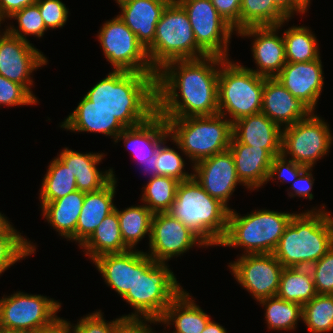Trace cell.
Returning a JSON list of instances; mask_svg holds the SVG:
<instances>
[{"label": "cell", "instance_id": "cell-53", "mask_svg": "<svg viewBox=\"0 0 333 333\" xmlns=\"http://www.w3.org/2000/svg\"><path fill=\"white\" fill-rule=\"evenodd\" d=\"M35 333H75V331L70 321L58 317L51 325Z\"/></svg>", "mask_w": 333, "mask_h": 333}, {"label": "cell", "instance_id": "cell-41", "mask_svg": "<svg viewBox=\"0 0 333 333\" xmlns=\"http://www.w3.org/2000/svg\"><path fill=\"white\" fill-rule=\"evenodd\" d=\"M9 18L17 20L19 27L16 29L14 26L10 25L6 26V30L21 40L29 42L26 38L27 35H35L39 38L43 37L45 31H47L44 20L40 14L39 7L36 3L15 12Z\"/></svg>", "mask_w": 333, "mask_h": 333}, {"label": "cell", "instance_id": "cell-50", "mask_svg": "<svg viewBox=\"0 0 333 333\" xmlns=\"http://www.w3.org/2000/svg\"><path fill=\"white\" fill-rule=\"evenodd\" d=\"M35 3L36 0H0V18L5 21L6 18L9 19L15 12Z\"/></svg>", "mask_w": 333, "mask_h": 333}, {"label": "cell", "instance_id": "cell-7", "mask_svg": "<svg viewBox=\"0 0 333 333\" xmlns=\"http://www.w3.org/2000/svg\"><path fill=\"white\" fill-rule=\"evenodd\" d=\"M229 210L227 231L219 246L241 247L244 254L273 253L295 213L266 209L245 216Z\"/></svg>", "mask_w": 333, "mask_h": 333}, {"label": "cell", "instance_id": "cell-2", "mask_svg": "<svg viewBox=\"0 0 333 333\" xmlns=\"http://www.w3.org/2000/svg\"><path fill=\"white\" fill-rule=\"evenodd\" d=\"M157 73L112 71L85 96L109 111L125 127L147 121L157 112Z\"/></svg>", "mask_w": 333, "mask_h": 333}, {"label": "cell", "instance_id": "cell-32", "mask_svg": "<svg viewBox=\"0 0 333 333\" xmlns=\"http://www.w3.org/2000/svg\"><path fill=\"white\" fill-rule=\"evenodd\" d=\"M317 295L308 267L284 268L280 276L277 296L302 306Z\"/></svg>", "mask_w": 333, "mask_h": 333}, {"label": "cell", "instance_id": "cell-1", "mask_svg": "<svg viewBox=\"0 0 333 333\" xmlns=\"http://www.w3.org/2000/svg\"><path fill=\"white\" fill-rule=\"evenodd\" d=\"M224 60L205 56L166 63L157 71V112L163 118L217 114L219 66Z\"/></svg>", "mask_w": 333, "mask_h": 333}, {"label": "cell", "instance_id": "cell-54", "mask_svg": "<svg viewBox=\"0 0 333 333\" xmlns=\"http://www.w3.org/2000/svg\"><path fill=\"white\" fill-rule=\"evenodd\" d=\"M157 161V151L154 155H152L149 159H146L145 163L140 164L144 167L145 172L150 173V178L158 176V168H156Z\"/></svg>", "mask_w": 333, "mask_h": 333}, {"label": "cell", "instance_id": "cell-21", "mask_svg": "<svg viewBox=\"0 0 333 333\" xmlns=\"http://www.w3.org/2000/svg\"><path fill=\"white\" fill-rule=\"evenodd\" d=\"M121 8L118 16L147 49L154 41L156 25L172 0H115Z\"/></svg>", "mask_w": 333, "mask_h": 333}, {"label": "cell", "instance_id": "cell-29", "mask_svg": "<svg viewBox=\"0 0 333 333\" xmlns=\"http://www.w3.org/2000/svg\"><path fill=\"white\" fill-rule=\"evenodd\" d=\"M85 192L76 190L65 197L45 203L42 216L60 236L76 241V225L82 211Z\"/></svg>", "mask_w": 333, "mask_h": 333}, {"label": "cell", "instance_id": "cell-35", "mask_svg": "<svg viewBox=\"0 0 333 333\" xmlns=\"http://www.w3.org/2000/svg\"><path fill=\"white\" fill-rule=\"evenodd\" d=\"M115 210L119 218L122 239L130 249H135L134 246L147 234L150 240L153 213L144 204L131 206L122 211L115 206Z\"/></svg>", "mask_w": 333, "mask_h": 333}, {"label": "cell", "instance_id": "cell-51", "mask_svg": "<svg viewBox=\"0 0 333 333\" xmlns=\"http://www.w3.org/2000/svg\"><path fill=\"white\" fill-rule=\"evenodd\" d=\"M155 324L157 320L127 319L118 329L117 333H153L147 322Z\"/></svg>", "mask_w": 333, "mask_h": 333}, {"label": "cell", "instance_id": "cell-20", "mask_svg": "<svg viewBox=\"0 0 333 333\" xmlns=\"http://www.w3.org/2000/svg\"><path fill=\"white\" fill-rule=\"evenodd\" d=\"M261 112L284 127L308 118L313 111L294 97L275 77L266 78L262 93ZM285 125V126H284Z\"/></svg>", "mask_w": 333, "mask_h": 333}, {"label": "cell", "instance_id": "cell-36", "mask_svg": "<svg viewBox=\"0 0 333 333\" xmlns=\"http://www.w3.org/2000/svg\"><path fill=\"white\" fill-rule=\"evenodd\" d=\"M289 18L275 5L274 0H242L240 31L249 27L277 26Z\"/></svg>", "mask_w": 333, "mask_h": 333}, {"label": "cell", "instance_id": "cell-6", "mask_svg": "<svg viewBox=\"0 0 333 333\" xmlns=\"http://www.w3.org/2000/svg\"><path fill=\"white\" fill-rule=\"evenodd\" d=\"M169 137L177 148L198 161L227 150L232 138V123L219 113L209 116L164 118Z\"/></svg>", "mask_w": 333, "mask_h": 333}, {"label": "cell", "instance_id": "cell-5", "mask_svg": "<svg viewBox=\"0 0 333 333\" xmlns=\"http://www.w3.org/2000/svg\"><path fill=\"white\" fill-rule=\"evenodd\" d=\"M168 213L195 232L207 246H219L226 234L229 209L208 195L193 177L179 182Z\"/></svg>", "mask_w": 333, "mask_h": 333}, {"label": "cell", "instance_id": "cell-16", "mask_svg": "<svg viewBox=\"0 0 333 333\" xmlns=\"http://www.w3.org/2000/svg\"><path fill=\"white\" fill-rule=\"evenodd\" d=\"M3 33V34H2ZM0 32V75L23 85L34 97L32 72L47 65V57L32 43L21 40L6 29Z\"/></svg>", "mask_w": 333, "mask_h": 333}, {"label": "cell", "instance_id": "cell-42", "mask_svg": "<svg viewBox=\"0 0 333 333\" xmlns=\"http://www.w3.org/2000/svg\"><path fill=\"white\" fill-rule=\"evenodd\" d=\"M165 141L167 140H164L157 148L156 168H158V175L171 177L179 182L191 179L193 174L184 170L186 163L180 153L165 146Z\"/></svg>", "mask_w": 333, "mask_h": 333}, {"label": "cell", "instance_id": "cell-8", "mask_svg": "<svg viewBox=\"0 0 333 333\" xmlns=\"http://www.w3.org/2000/svg\"><path fill=\"white\" fill-rule=\"evenodd\" d=\"M152 67L158 71L173 60L208 56L198 45L184 8L172 0L156 25L153 43L146 49Z\"/></svg>", "mask_w": 333, "mask_h": 333}, {"label": "cell", "instance_id": "cell-37", "mask_svg": "<svg viewBox=\"0 0 333 333\" xmlns=\"http://www.w3.org/2000/svg\"><path fill=\"white\" fill-rule=\"evenodd\" d=\"M265 307V320L268 329L295 330L298 320H302V305L271 296L258 301Z\"/></svg>", "mask_w": 333, "mask_h": 333}, {"label": "cell", "instance_id": "cell-33", "mask_svg": "<svg viewBox=\"0 0 333 333\" xmlns=\"http://www.w3.org/2000/svg\"><path fill=\"white\" fill-rule=\"evenodd\" d=\"M286 62H311L320 57L315 34L306 26H292L282 35Z\"/></svg>", "mask_w": 333, "mask_h": 333}, {"label": "cell", "instance_id": "cell-18", "mask_svg": "<svg viewBox=\"0 0 333 333\" xmlns=\"http://www.w3.org/2000/svg\"><path fill=\"white\" fill-rule=\"evenodd\" d=\"M289 20L277 26L249 27L237 34L243 37H254L252 55L258 66L254 73L274 78L287 63L285 58V44L283 37L278 36L279 29Z\"/></svg>", "mask_w": 333, "mask_h": 333}, {"label": "cell", "instance_id": "cell-43", "mask_svg": "<svg viewBox=\"0 0 333 333\" xmlns=\"http://www.w3.org/2000/svg\"><path fill=\"white\" fill-rule=\"evenodd\" d=\"M308 268L317 294L333 295V247Z\"/></svg>", "mask_w": 333, "mask_h": 333}, {"label": "cell", "instance_id": "cell-31", "mask_svg": "<svg viewBox=\"0 0 333 333\" xmlns=\"http://www.w3.org/2000/svg\"><path fill=\"white\" fill-rule=\"evenodd\" d=\"M92 261L109 253H122L130 248L124 243L117 211L107 215L92 235L80 246Z\"/></svg>", "mask_w": 333, "mask_h": 333}, {"label": "cell", "instance_id": "cell-44", "mask_svg": "<svg viewBox=\"0 0 333 333\" xmlns=\"http://www.w3.org/2000/svg\"><path fill=\"white\" fill-rule=\"evenodd\" d=\"M38 100L23 85L0 75V106L14 107L37 104Z\"/></svg>", "mask_w": 333, "mask_h": 333}, {"label": "cell", "instance_id": "cell-13", "mask_svg": "<svg viewBox=\"0 0 333 333\" xmlns=\"http://www.w3.org/2000/svg\"><path fill=\"white\" fill-rule=\"evenodd\" d=\"M176 1L188 15L197 45L208 56L228 59V45L234 29L217 12L211 0Z\"/></svg>", "mask_w": 333, "mask_h": 333}, {"label": "cell", "instance_id": "cell-47", "mask_svg": "<svg viewBox=\"0 0 333 333\" xmlns=\"http://www.w3.org/2000/svg\"><path fill=\"white\" fill-rule=\"evenodd\" d=\"M305 168V166L297 164L291 159H287V157L281 153L273 158L267 182L271 179L274 180L276 175L281 183L294 182Z\"/></svg>", "mask_w": 333, "mask_h": 333}, {"label": "cell", "instance_id": "cell-34", "mask_svg": "<svg viewBox=\"0 0 333 333\" xmlns=\"http://www.w3.org/2000/svg\"><path fill=\"white\" fill-rule=\"evenodd\" d=\"M50 162L40 188L41 207L77 190L76 177L62 161L55 157Z\"/></svg>", "mask_w": 333, "mask_h": 333}, {"label": "cell", "instance_id": "cell-40", "mask_svg": "<svg viewBox=\"0 0 333 333\" xmlns=\"http://www.w3.org/2000/svg\"><path fill=\"white\" fill-rule=\"evenodd\" d=\"M36 247L11 226L0 235V275L17 261L33 254Z\"/></svg>", "mask_w": 333, "mask_h": 333}, {"label": "cell", "instance_id": "cell-4", "mask_svg": "<svg viewBox=\"0 0 333 333\" xmlns=\"http://www.w3.org/2000/svg\"><path fill=\"white\" fill-rule=\"evenodd\" d=\"M168 267L135 249L134 286L122 297L135 310L131 315H124L125 319L158 321L163 316L172 300L183 290Z\"/></svg>", "mask_w": 333, "mask_h": 333}, {"label": "cell", "instance_id": "cell-15", "mask_svg": "<svg viewBox=\"0 0 333 333\" xmlns=\"http://www.w3.org/2000/svg\"><path fill=\"white\" fill-rule=\"evenodd\" d=\"M229 264L235 280L250 292L255 300L277 295L284 267L273 253H242V256Z\"/></svg>", "mask_w": 333, "mask_h": 333}, {"label": "cell", "instance_id": "cell-3", "mask_svg": "<svg viewBox=\"0 0 333 333\" xmlns=\"http://www.w3.org/2000/svg\"><path fill=\"white\" fill-rule=\"evenodd\" d=\"M333 247L331 213L312 208L294 214L273 252L284 268L309 267Z\"/></svg>", "mask_w": 333, "mask_h": 333}, {"label": "cell", "instance_id": "cell-49", "mask_svg": "<svg viewBox=\"0 0 333 333\" xmlns=\"http://www.w3.org/2000/svg\"><path fill=\"white\" fill-rule=\"evenodd\" d=\"M312 168H305L297 177V179L292 183L291 188L294 192H288L290 197L308 198L309 200L313 199V194L311 192L312 186L314 184V178L311 174Z\"/></svg>", "mask_w": 333, "mask_h": 333}, {"label": "cell", "instance_id": "cell-58", "mask_svg": "<svg viewBox=\"0 0 333 333\" xmlns=\"http://www.w3.org/2000/svg\"><path fill=\"white\" fill-rule=\"evenodd\" d=\"M307 7L309 6V4L311 3L310 0H301Z\"/></svg>", "mask_w": 333, "mask_h": 333}, {"label": "cell", "instance_id": "cell-22", "mask_svg": "<svg viewBox=\"0 0 333 333\" xmlns=\"http://www.w3.org/2000/svg\"><path fill=\"white\" fill-rule=\"evenodd\" d=\"M282 130L262 112L232 123V136L239 143L264 148L273 156L282 153Z\"/></svg>", "mask_w": 333, "mask_h": 333}, {"label": "cell", "instance_id": "cell-25", "mask_svg": "<svg viewBox=\"0 0 333 333\" xmlns=\"http://www.w3.org/2000/svg\"><path fill=\"white\" fill-rule=\"evenodd\" d=\"M57 157L76 177L79 191L85 193L97 191L115 177L113 169L102 172L96 167L103 159V153L83 154L64 148Z\"/></svg>", "mask_w": 333, "mask_h": 333}, {"label": "cell", "instance_id": "cell-24", "mask_svg": "<svg viewBox=\"0 0 333 333\" xmlns=\"http://www.w3.org/2000/svg\"><path fill=\"white\" fill-rule=\"evenodd\" d=\"M169 137L166 120L156 112L147 121L125 128L115 139H123L125 147L131 150L133 157L145 163L157 151L158 146Z\"/></svg>", "mask_w": 333, "mask_h": 333}, {"label": "cell", "instance_id": "cell-28", "mask_svg": "<svg viewBox=\"0 0 333 333\" xmlns=\"http://www.w3.org/2000/svg\"><path fill=\"white\" fill-rule=\"evenodd\" d=\"M184 289L172 300L158 323L174 325L173 333H201L210 320ZM172 322V323H171Z\"/></svg>", "mask_w": 333, "mask_h": 333}, {"label": "cell", "instance_id": "cell-12", "mask_svg": "<svg viewBox=\"0 0 333 333\" xmlns=\"http://www.w3.org/2000/svg\"><path fill=\"white\" fill-rule=\"evenodd\" d=\"M333 136L329 125L314 112L282 130V154L306 168L329 153Z\"/></svg>", "mask_w": 333, "mask_h": 333}, {"label": "cell", "instance_id": "cell-14", "mask_svg": "<svg viewBox=\"0 0 333 333\" xmlns=\"http://www.w3.org/2000/svg\"><path fill=\"white\" fill-rule=\"evenodd\" d=\"M195 245L208 247L195 232L170 213L153 214L149 240L150 253H145L154 261L166 263L173 257L183 255Z\"/></svg>", "mask_w": 333, "mask_h": 333}, {"label": "cell", "instance_id": "cell-23", "mask_svg": "<svg viewBox=\"0 0 333 333\" xmlns=\"http://www.w3.org/2000/svg\"><path fill=\"white\" fill-rule=\"evenodd\" d=\"M234 158L236 173L249 190H256L267 183L274 156L264 148L239 143L233 136L228 148Z\"/></svg>", "mask_w": 333, "mask_h": 333}, {"label": "cell", "instance_id": "cell-30", "mask_svg": "<svg viewBox=\"0 0 333 333\" xmlns=\"http://www.w3.org/2000/svg\"><path fill=\"white\" fill-rule=\"evenodd\" d=\"M105 283L123 297L135 282V250L109 253L93 260Z\"/></svg>", "mask_w": 333, "mask_h": 333}, {"label": "cell", "instance_id": "cell-56", "mask_svg": "<svg viewBox=\"0 0 333 333\" xmlns=\"http://www.w3.org/2000/svg\"><path fill=\"white\" fill-rule=\"evenodd\" d=\"M11 226L12 224H10L5 215L3 216L0 212V235L4 234Z\"/></svg>", "mask_w": 333, "mask_h": 333}, {"label": "cell", "instance_id": "cell-27", "mask_svg": "<svg viewBox=\"0 0 333 333\" xmlns=\"http://www.w3.org/2000/svg\"><path fill=\"white\" fill-rule=\"evenodd\" d=\"M60 126L72 132L102 133L113 137L114 141L125 129L114 115L94 106L85 95Z\"/></svg>", "mask_w": 333, "mask_h": 333}, {"label": "cell", "instance_id": "cell-52", "mask_svg": "<svg viewBox=\"0 0 333 333\" xmlns=\"http://www.w3.org/2000/svg\"><path fill=\"white\" fill-rule=\"evenodd\" d=\"M274 2L289 19L295 13L305 14L308 10V7L301 0H274Z\"/></svg>", "mask_w": 333, "mask_h": 333}, {"label": "cell", "instance_id": "cell-46", "mask_svg": "<svg viewBox=\"0 0 333 333\" xmlns=\"http://www.w3.org/2000/svg\"><path fill=\"white\" fill-rule=\"evenodd\" d=\"M46 29L62 28L68 18L69 9L60 0H36Z\"/></svg>", "mask_w": 333, "mask_h": 333}, {"label": "cell", "instance_id": "cell-45", "mask_svg": "<svg viewBox=\"0 0 333 333\" xmlns=\"http://www.w3.org/2000/svg\"><path fill=\"white\" fill-rule=\"evenodd\" d=\"M103 316L101 310L84 316L73 326L75 333H117L119 327L127 320L121 316L106 322Z\"/></svg>", "mask_w": 333, "mask_h": 333}, {"label": "cell", "instance_id": "cell-10", "mask_svg": "<svg viewBox=\"0 0 333 333\" xmlns=\"http://www.w3.org/2000/svg\"><path fill=\"white\" fill-rule=\"evenodd\" d=\"M61 303L41 295L21 291L0 299V328L35 333L51 325L58 316Z\"/></svg>", "mask_w": 333, "mask_h": 333}, {"label": "cell", "instance_id": "cell-26", "mask_svg": "<svg viewBox=\"0 0 333 333\" xmlns=\"http://www.w3.org/2000/svg\"><path fill=\"white\" fill-rule=\"evenodd\" d=\"M117 179L113 177L101 189L85 193L82 211L76 225V242L79 247L92 235L107 215L115 210L113 198Z\"/></svg>", "mask_w": 333, "mask_h": 333}, {"label": "cell", "instance_id": "cell-19", "mask_svg": "<svg viewBox=\"0 0 333 333\" xmlns=\"http://www.w3.org/2000/svg\"><path fill=\"white\" fill-rule=\"evenodd\" d=\"M321 57L311 62H287L275 78L313 112L324 86Z\"/></svg>", "mask_w": 333, "mask_h": 333}, {"label": "cell", "instance_id": "cell-38", "mask_svg": "<svg viewBox=\"0 0 333 333\" xmlns=\"http://www.w3.org/2000/svg\"><path fill=\"white\" fill-rule=\"evenodd\" d=\"M148 180L145 187H142L141 201L153 214L168 212L175 201L179 181L159 175Z\"/></svg>", "mask_w": 333, "mask_h": 333}, {"label": "cell", "instance_id": "cell-57", "mask_svg": "<svg viewBox=\"0 0 333 333\" xmlns=\"http://www.w3.org/2000/svg\"><path fill=\"white\" fill-rule=\"evenodd\" d=\"M0 333H25L21 331H10V330H4L0 328Z\"/></svg>", "mask_w": 333, "mask_h": 333}, {"label": "cell", "instance_id": "cell-55", "mask_svg": "<svg viewBox=\"0 0 333 333\" xmlns=\"http://www.w3.org/2000/svg\"><path fill=\"white\" fill-rule=\"evenodd\" d=\"M222 325L215 323L212 319L209 320L208 324L201 333H227Z\"/></svg>", "mask_w": 333, "mask_h": 333}, {"label": "cell", "instance_id": "cell-48", "mask_svg": "<svg viewBox=\"0 0 333 333\" xmlns=\"http://www.w3.org/2000/svg\"><path fill=\"white\" fill-rule=\"evenodd\" d=\"M217 12L233 27L240 31V7L242 0H211Z\"/></svg>", "mask_w": 333, "mask_h": 333}, {"label": "cell", "instance_id": "cell-17", "mask_svg": "<svg viewBox=\"0 0 333 333\" xmlns=\"http://www.w3.org/2000/svg\"><path fill=\"white\" fill-rule=\"evenodd\" d=\"M193 178L203 187L208 195L218 199L229 210L228 200L241 184L233 155L229 149L211 157L202 159L193 166Z\"/></svg>", "mask_w": 333, "mask_h": 333}, {"label": "cell", "instance_id": "cell-39", "mask_svg": "<svg viewBox=\"0 0 333 333\" xmlns=\"http://www.w3.org/2000/svg\"><path fill=\"white\" fill-rule=\"evenodd\" d=\"M302 321L311 333L333 331V295L317 294L304 304Z\"/></svg>", "mask_w": 333, "mask_h": 333}, {"label": "cell", "instance_id": "cell-11", "mask_svg": "<svg viewBox=\"0 0 333 333\" xmlns=\"http://www.w3.org/2000/svg\"><path fill=\"white\" fill-rule=\"evenodd\" d=\"M97 36L103 54L114 71L157 73L145 47L118 15L106 21Z\"/></svg>", "mask_w": 333, "mask_h": 333}, {"label": "cell", "instance_id": "cell-9", "mask_svg": "<svg viewBox=\"0 0 333 333\" xmlns=\"http://www.w3.org/2000/svg\"><path fill=\"white\" fill-rule=\"evenodd\" d=\"M266 78L242 64L225 59L218 77V113L226 118L228 114L231 123L260 113Z\"/></svg>", "mask_w": 333, "mask_h": 333}]
</instances>
